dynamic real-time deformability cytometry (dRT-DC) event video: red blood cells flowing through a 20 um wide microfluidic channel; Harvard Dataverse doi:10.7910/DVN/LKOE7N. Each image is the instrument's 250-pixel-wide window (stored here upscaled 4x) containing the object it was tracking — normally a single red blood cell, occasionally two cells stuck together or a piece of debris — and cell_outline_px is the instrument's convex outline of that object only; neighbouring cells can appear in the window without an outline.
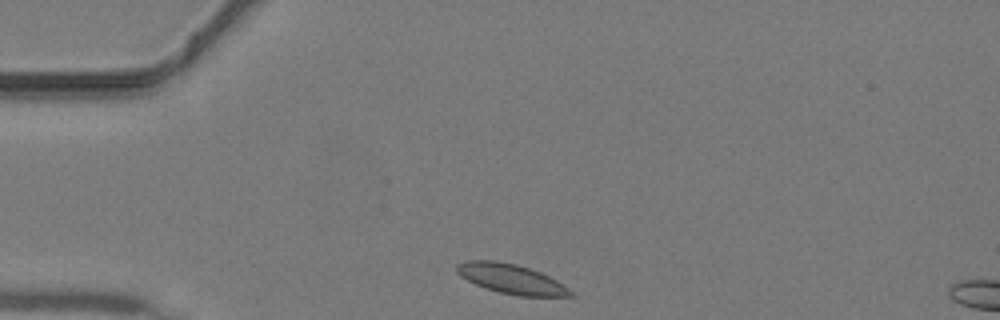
{"species": "common noctule bat (a hibernating species)", "species_latin": "Nyctalus noctula", "temperature_condition": "warm", "stored_images_in_passage": 34, "camera_frame_rate_fps": 3000, "um_per_image_px": 0.085, "animal": {"sex": "male", "body_mass_g": 19.2, "forearm_length_mm": 51.8}, "frame": {"image": 1, "passage_image": 1, "time_ms": 0.0, "image_size_px": [1000, 320], "cell_outline_px": [[576, 296], [520, 296], [500, 292], [476, 284], [460, 276], [456, 272], [456, 264], [464, 260], [496, 260], [516, 264], [540, 272], [556, 280], [568, 288]], "centroid_in_image_um": [43.42, 23.69], "position_along_channel_um": 41.6, "area_um2": 19.48}}
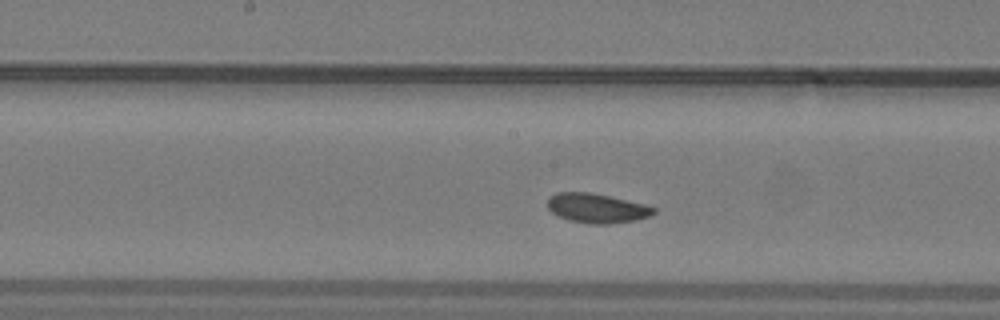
{"frame": {"image": 2, "passage_image": 13, "time_ms": 4.0, "image_size_px": [1000, 320], "cell_outline_px": [[656, 212], [648, 216], [636, 220], [608, 224], [588, 224], [568, 220], [556, 216], [548, 208], [548, 196], [556, 192], [588, 192], [608, 196], [644, 204], [656, 208]], "centroid_in_image_um": [50.68, 17.7], "position_along_channel_um": 197.5, "area_um2": 18.26}}
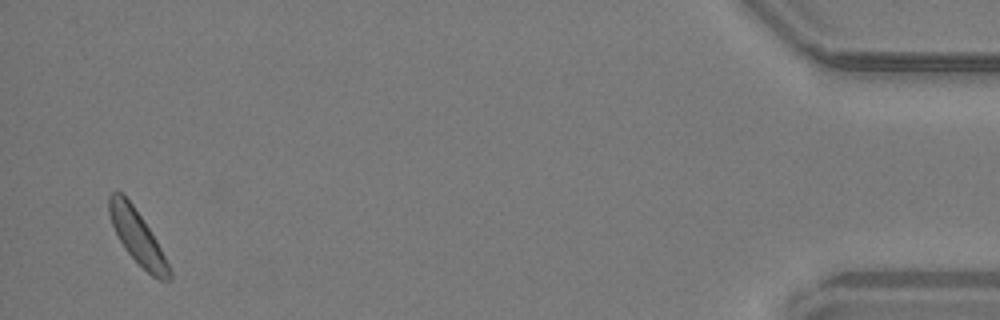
{"frame": {"image": 3, "passage_image": 33, "time_ms": 10.667, "image_size_px": [1000, 320], "cell_outline_px": [[172, 276], [168, 280], [160, 280], [152, 276], [124, 248], [112, 224], [108, 212], [108, 196], [112, 192], [120, 192], [132, 204], [156, 240], [172, 272]], "centroid_in_image_um": [11.66, 20.13], "position_along_channel_um": 423.5, "area_um2": 18.09}}